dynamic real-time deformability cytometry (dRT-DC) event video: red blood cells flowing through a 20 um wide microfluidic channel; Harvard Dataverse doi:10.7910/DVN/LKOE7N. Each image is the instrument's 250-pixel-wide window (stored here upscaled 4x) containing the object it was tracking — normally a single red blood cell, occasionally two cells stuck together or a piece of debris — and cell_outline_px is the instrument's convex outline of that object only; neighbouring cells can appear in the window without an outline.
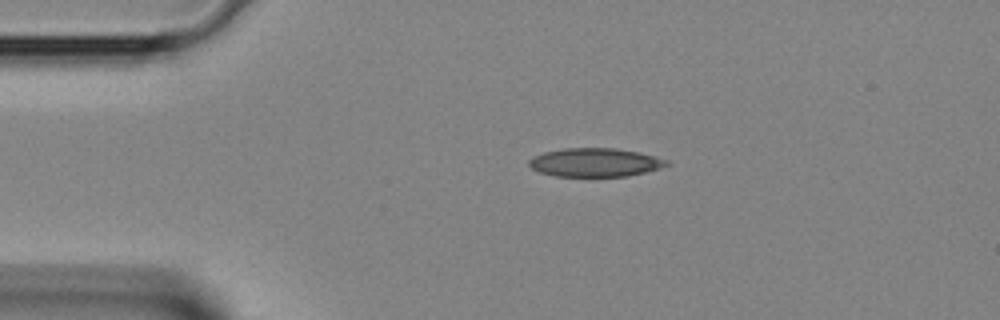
{"species": "Egyptian fruit bat (a non-hibernating species)", "species_latin": "Rousettus aegyptiacus", "temperature_condition": "room temperature", "stored_images_in_passage": 3, "camera_frame_rate_fps": 3000, "um_per_image_px": 0.085, "animal": {"sex": "female"}, "frame": {"image": 1, "passage_image": 3, "time_ms": 0.667, "image_size_px": [1000, 320], "cell_outline_px": [[672, 164], [660, 168], [628, 176], [556, 176], [540, 172], [532, 168], [528, 164], [528, 160], [532, 156], [544, 152], [564, 148], [616, 148], [640, 152], [668, 160]], "centroid_in_image_um": [50.59, 13.8], "position_along_channel_um": 34.4, "area_um2": 23.0}}